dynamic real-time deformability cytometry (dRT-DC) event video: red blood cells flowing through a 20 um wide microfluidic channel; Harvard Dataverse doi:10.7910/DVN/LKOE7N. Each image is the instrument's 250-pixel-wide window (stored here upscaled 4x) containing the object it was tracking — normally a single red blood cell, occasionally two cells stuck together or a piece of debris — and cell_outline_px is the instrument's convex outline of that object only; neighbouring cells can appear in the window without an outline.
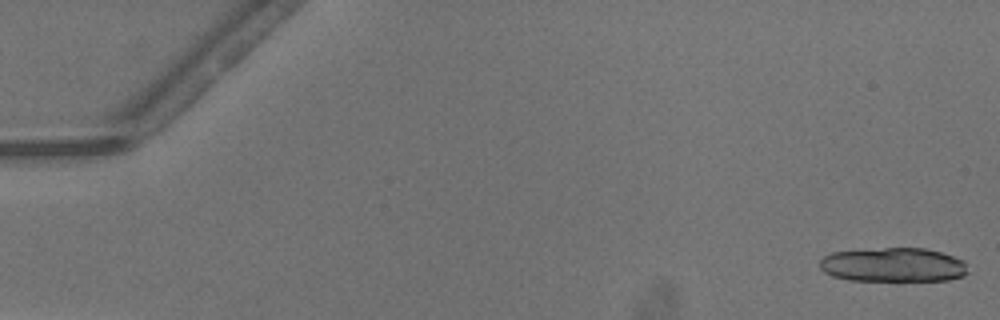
{"species": "common noctule bat (a hibernating species)", "species_latin": "Nyctalus noctula", "temperature_condition": "warm", "stored_images_in_passage": 10, "camera_frame_rate_fps": 3000, "um_per_image_px": 0.085, "animal": {"sex": "male", "body_mass_g": 13.3}, "frame": {"image": 1, "passage_image": 1, "time_ms": 0.0, "image_size_px": [1000, 320], "cell_outline_px": [[968, 272], [964, 276], [948, 280], [896, 284], [848, 280], [832, 276], [824, 272], [820, 268], [820, 260], [824, 256], [832, 252], [884, 248], [924, 248], [940, 252], [964, 260]], "centroid_in_image_um": [75.94, 22.58], "position_along_channel_um": 9.1, "area_um2": 30.87}}